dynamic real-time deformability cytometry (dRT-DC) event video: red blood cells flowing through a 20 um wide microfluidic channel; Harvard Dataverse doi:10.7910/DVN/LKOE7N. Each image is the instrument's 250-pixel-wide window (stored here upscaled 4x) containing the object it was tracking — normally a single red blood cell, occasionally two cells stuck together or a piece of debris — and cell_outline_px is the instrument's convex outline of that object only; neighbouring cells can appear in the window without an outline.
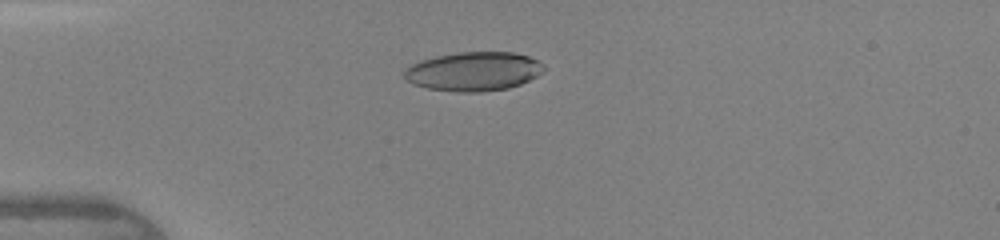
{"species": "human", "species_latin": "Homo sapiens", "temperature_condition": "warm", "stored_images_in_passage": 33, "camera_frame_rate_fps": 3000, "um_per_image_px": 0.085, "donor": {"sex": "female"}, "frame": {"image": 1, "passage_image": 1, "time_ms": 0.0, "image_size_px": [1000, 240], "cell_outline_px": [[544, 72], [520, 84], [508, 88], [480, 92], [456, 92], [428, 88], [412, 84], [404, 76], [404, 72], [412, 64], [420, 60], [436, 56], [460, 52], [512, 52], [528, 56], [544, 64]], "centroid_in_image_um": [40.27, 6.07], "position_along_channel_um": 44.7, "area_um2": 31.62}}
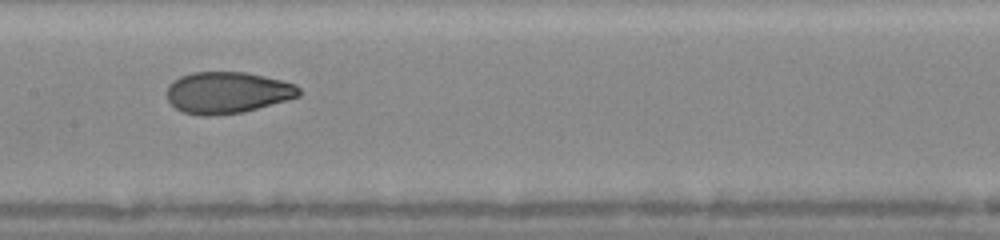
{"frame": {"image": 2, "passage_image": 12, "time_ms": 3.667, "image_size_px": [1000, 240], "cell_outline_px": [[300, 96], [288, 100], [244, 112], [208, 116], [200, 116], [184, 112], [176, 108], [168, 100], [168, 84], [180, 76], [192, 72], [244, 72], [264, 76], [296, 84], [300, 88]], "centroid_in_image_um": [19.34, 7.87], "position_along_channel_um": 188.1, "area_um2": 32.02}}
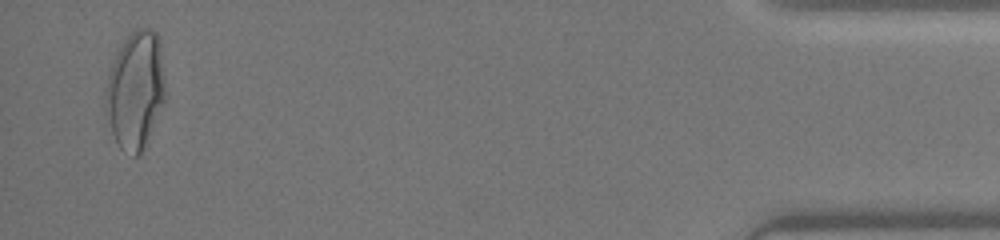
{"frame": {"image": 3, "passage_image": 32, "time_ms": 10.333, "image_size_px": [1000, 240], "cell_outline_px": [[164, 100], [144, 144], [140, 152], [136, 156], [132, 156], [120, 148], [112, 132], [104, 108], [104, 96], [108, 76], [112, 64], [120, 44], [132, 28], [152, 28], [160, 36], [164, 80]], "centroid_in_image_um": [11.49, 7.56], "position_along_channel_um": 423.7, "area_um2": 40.75}}